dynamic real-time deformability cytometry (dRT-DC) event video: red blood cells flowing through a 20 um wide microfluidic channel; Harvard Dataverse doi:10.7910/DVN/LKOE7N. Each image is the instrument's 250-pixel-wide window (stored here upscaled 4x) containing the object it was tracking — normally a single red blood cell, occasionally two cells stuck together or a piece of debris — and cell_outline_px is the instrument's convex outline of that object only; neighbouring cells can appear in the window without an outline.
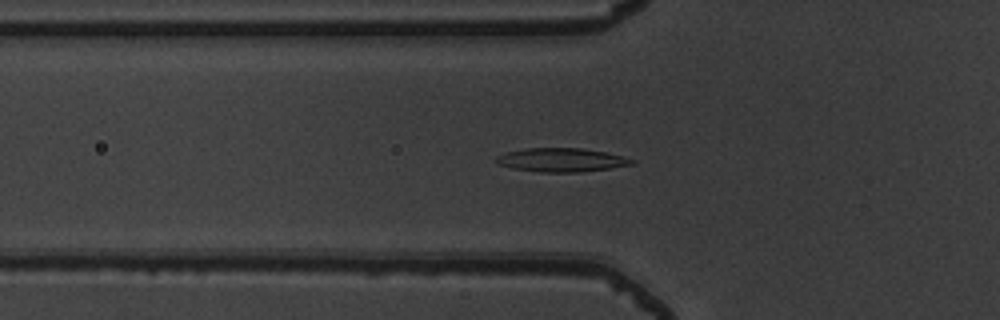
{"species": "common noctule bat (a hibernating species)", "species_latin": "Nyctalus noctula", "temperature_condition": "warm", "stored_images_in_passage": 38, "camera_frame_rate_fps": 3000, "um_per_image_px": 0.085, "animal": {"sex": "male", "body_mass_g": 19.5, "forearm_length_mm": 54.6}, "frame": {"image": 1, "passage_image": 4, "time_ms": 1.0, "image_size_px": [1000, 320], "cell_outline_px": [[636, 164], [580, 172], [540, 172], [512, 168], [500, 164], [496, 160], [496, 156], [504, 152], [528, 148], [584, 148], [604, 152], [636, 160]], "centroid_in_image_um": [47.72, 13.59], "position_along_channel_um": 78.1, "area_um2": 18.61}}
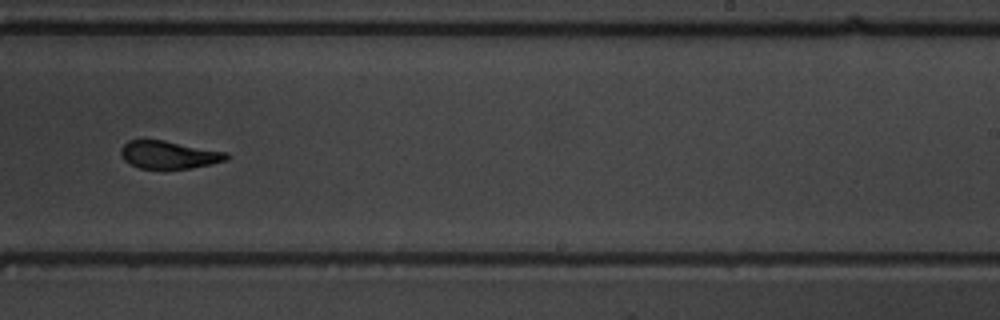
{"frame": {"image": 2, "passage_image": 19, "time_ms": 6.0, "image_size_px": [1000, 320], "cell_outline_px": [[228, 160], [212, 164], [192, 168], [140, 168], [124, 160], [120, 152], [120, 148], [128, 140], [164, 140], [228, 152]], "centroid_in_image_um": [14.38, 13.15], "position_along_channel_um": 274.6, "area_um2": 17.05}}
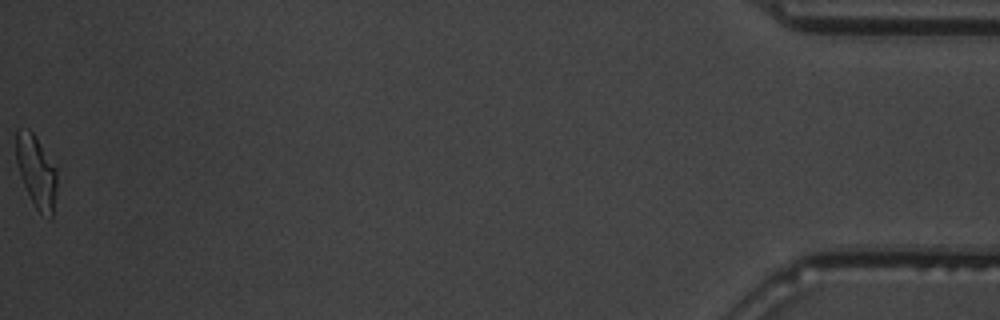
{"frame": {"image": 3, "passage_image": 38, "time_ms": 12.333, "image_size_px": [1000, 320], "cell_outline_px": [[56, 188], [52, 216], [48, 220], [36, 208], [20, 176], [16, 160], [16, 132], [20, 128], [28, 128], [32, 132], [56, 168]], "centroid_in_image_um": [3.08, 14.58], "position_along_channel_um": 432.1, "area_um2": 16.82}, "authors_computed_cell_mechanics": {"area_um2": 18.2359, "velocity_mm_per_s": 3.9308, "shape_relaxation_time_tau1_ms": 3.7043, "shape_relaxation_time_tau2_ms": 2.3861, "deformation_change_tau1": 0.1577, "deformation_change_tau2": 0.1089}}